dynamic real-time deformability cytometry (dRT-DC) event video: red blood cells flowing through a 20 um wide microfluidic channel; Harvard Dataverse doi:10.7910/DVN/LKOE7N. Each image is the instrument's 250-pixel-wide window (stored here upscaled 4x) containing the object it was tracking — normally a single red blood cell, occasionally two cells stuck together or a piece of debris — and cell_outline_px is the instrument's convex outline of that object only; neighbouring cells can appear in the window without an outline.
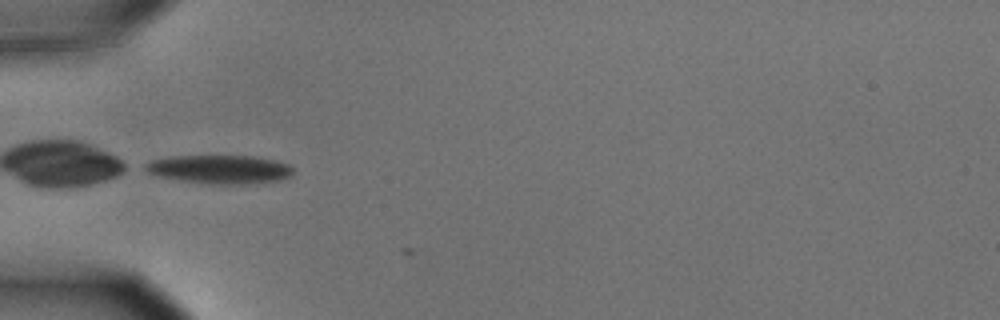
{"species": "common noctule bat (a hibernating species)", "species_latin": "Nyctalus noctula", "temperature_condition": "cold", "stored_images_in_passage": 7, "camera_frame_rate_fps": 3000, "um_per_image_px": 0.085, "animal": {"sex": "male", "body_mass_g": 15.6}, "frame": {"image": 1, "passage_image": 1, "time_ms": 0.0, "image_size_px": [1000, 320], "cell_outline_px": [[292, 172], [288, 176], [280, 180], [244, 184], [208, 184], [180, 180], [156, 176], [140, 168], [144, 164], [152, 160], [168, 156], [256, 156], [276, 160], [292, 164]], "centroid_in_image_um": [18.64, 14.38], "position_along_channel_um": 66.4, "area_um2": 24.91}}